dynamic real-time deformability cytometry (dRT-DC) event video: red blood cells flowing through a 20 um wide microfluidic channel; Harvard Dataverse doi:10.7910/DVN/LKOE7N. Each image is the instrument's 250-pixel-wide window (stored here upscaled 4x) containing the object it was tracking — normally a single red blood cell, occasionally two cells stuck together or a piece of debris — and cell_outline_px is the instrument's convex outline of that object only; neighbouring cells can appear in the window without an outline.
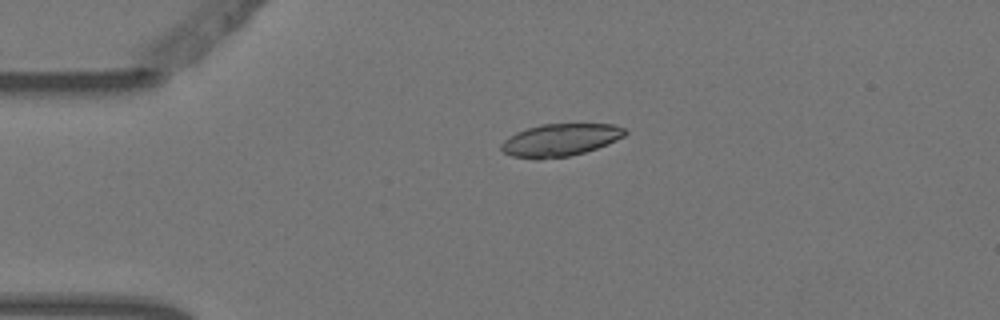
{"species": "Egyptian fruit bat (a non-hibernating species)", "species_latin": "Rousettus aegyptiacus", "temperature_condition": "warm", "stored_images_in_passage": 2, "camera_frame_rate_fps": 3000, "um_per_image_px": 0.085, "animal": {"sex": "female"}, "frame": {"image": 1, "passage_image": 2, "time_ms": 0.333, "image_size_px": [1000, 320], "cell_outline_px": [[628, 132], [624, 136], [608, 144], [584, 152], [568, 156], [540, 160], [536, 160], [512, 156], [504, 152], [500, 148], [500, 144], [504, 140], [516, 132], [540, 124], [612, 124], [624, 128]], "centroid_in_image_um": [47.6, 11.91], "position_along_channel_um": 37.4, "area_um2": 23.47}}